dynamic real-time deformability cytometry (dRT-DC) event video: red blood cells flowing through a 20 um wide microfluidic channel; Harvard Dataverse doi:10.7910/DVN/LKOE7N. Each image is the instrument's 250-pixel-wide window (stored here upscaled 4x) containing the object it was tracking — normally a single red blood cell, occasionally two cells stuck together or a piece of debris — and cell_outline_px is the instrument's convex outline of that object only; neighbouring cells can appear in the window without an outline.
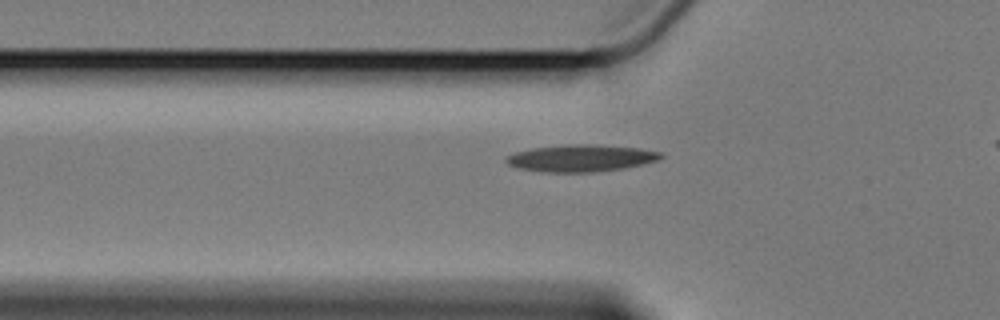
{"species": "Egyptian fruit bat (a non-hibernating species)", "species_latin": "Rousettus aegyptiacus", "temperature_condition": "cold", "stored_images_in_passage": 39, "camera_frame_rate_fps": 3000, "um_per_image_px": 0.085, "animal": {"sex": "female"}, "frame": {"image": 1, "passage_image": 6, "time_ms": 1.667, "image_size_px": [1000, 320], "cell_outline_px": [[664, 156], [656, 160], [624, 168], [596, 172], [540, 172], [516, 168], [508, 164], [504, 160], [504, 156], [516, 152], [532, 148], [564, 144], [596, 144], [640, 148], [664, 152]], "centroid_in_image_um": [49.34, 13.43], "position_along_channel_um": 76.5, "area_um2": 24.62}}
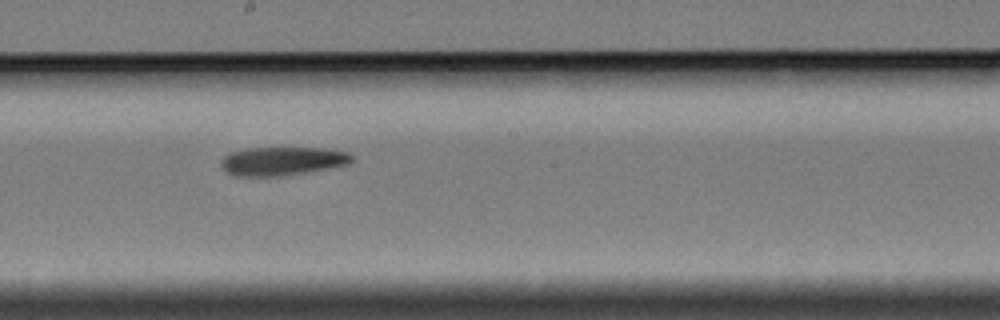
{"frame": {"image": 2, "passage_image": 19, "time_ms": 6.0, "image_size_px": [1000, 320], "cell_outline_px": [[352, 164], [304, 172], [276, 176], [236, 176], [228, 172], [220, 164], [220, 160], [224, 156], [232, 152], [248, 148], [324, 148], [348, 152], [352, 156]], "centroid_in_image_um": [24.01, 13.68], "position_along_channel_um": 224.2, "area_um2": 21.56}}
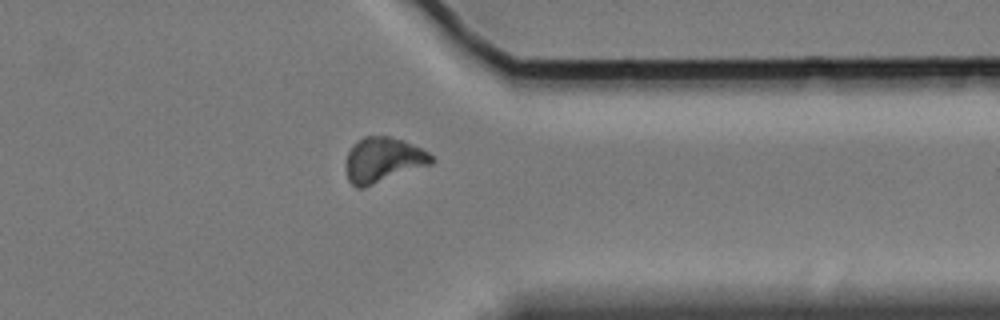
{"frame": {"image": 3, "passage_image": 33, "time_ms": 10.667, "image_size_px": [1000, 320], "cell_outline_px": [[436, 160], [432, 164], [364, 188], [356, 188], [348, 180], [344, 168], [344, 164], [348, 152], [352, 144], [364, 136], [388, 136], [404, 140], [428, 152]], "centroid_in_image_um": [32.53, 13.6], "position_along_channel_um": 378.9, "area_um2": 22.83}}